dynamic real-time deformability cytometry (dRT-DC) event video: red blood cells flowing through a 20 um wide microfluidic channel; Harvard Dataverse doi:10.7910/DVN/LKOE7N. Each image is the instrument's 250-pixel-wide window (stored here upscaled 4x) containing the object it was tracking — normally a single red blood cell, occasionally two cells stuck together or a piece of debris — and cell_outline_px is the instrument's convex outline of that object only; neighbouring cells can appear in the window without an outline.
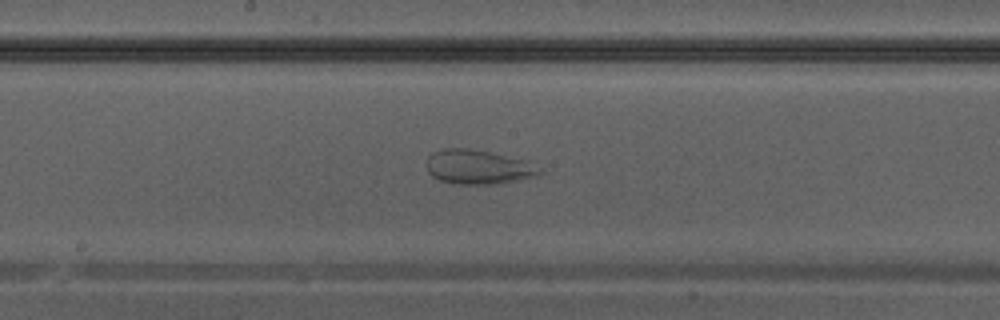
{"species": "Egyptian fruit bat (a non-hibernating species)", "species_latin": "Rousettus aegyptiacus", "temperature_condition": "warm", "stored_images_in_passage": 29, "camera_frame_rate_fps": 3000, "um_per_image_px": 0.085, "animal": {"sex": "male"}, "frame": {"image": 1, "passage_image": 10, "time_ms": 3.0, "image_size_px": [1000, 320], "cell_outline_px": [[544, 172], [520, 180], [492, 184], [452, 184], [440, 180], [432, 176], [428, 172], [428, 156], [432, 152], [444, 148], [468, 148], [528, 160]], "centroid_in_image_um": [40.63, 14.19], "position_along_channel_um": 207.6, "area_um2": 22.54}}
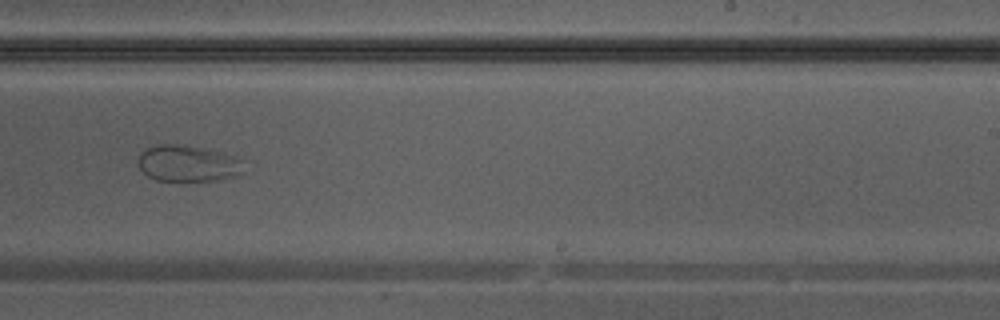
{"frame": {"image": 2, "passage_image": 14, "time_ms": 4.333, "image_size_px": [1000, 320], "cell_outline_px": [[248, 160], [244, 172], [236, 176], [216, 180], [180, 184], [156, 180], [148, 176], [136, 164], [136, 156], [144, 148], [156, 144], [176, 144], [200, 148], [220, 152]], "centroid_in_image_um": [15.97, 13.94], "position_along_channel_um": 273.0, "area_um2": 23.7}}
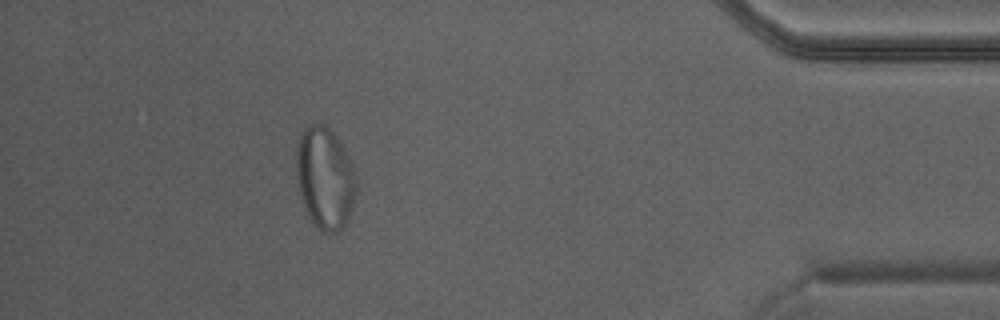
{"frame": {"image": 3, "passage_image": 25, "time_ms": 8.0, "image_size_px": [1000, 320], "cell_outline_px": [[356, 192], [352, 208], [348, 220], [344, 228], [332, 232], [324, 232], [308, 216], [300, 196], [296, 172], [296, 148], [300, 132], [308, 124], [324, 124], [336, 136], [344, 148], [352, 164], [356, 176]], "centroid_in_image_um": [27.62, 15.11], "position_along_channel_um": 407.6, "area_um2": 35.72}}